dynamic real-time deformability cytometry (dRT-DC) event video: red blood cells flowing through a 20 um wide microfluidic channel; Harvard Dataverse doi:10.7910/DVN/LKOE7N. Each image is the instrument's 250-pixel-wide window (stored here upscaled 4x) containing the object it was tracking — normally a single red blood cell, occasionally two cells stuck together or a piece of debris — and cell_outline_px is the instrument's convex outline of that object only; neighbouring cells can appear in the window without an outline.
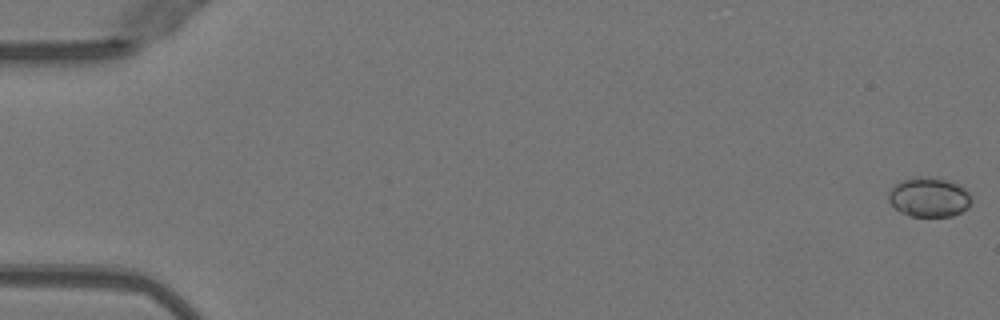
{"species": "Egyptian fruit bat (a non-hibernating species)", "species_latin": "Rousettus aegyptiacus", "temperature_condition": "warm", "stored_images_in_passage": 50, "camera_frame_rate_fps": 3000, "um_per_image_px": 0.085, "animal": {"sex": "female"}, "frame": {"image": 1, "passage_image": 1, "time_ms": 0.0, "image_size_px": [1000, 320], "cell_outline_px": [[972, 200], [968, 208], [952, 216], [908, 216], [900, 212], [888, 200], [888, 192], [900, 180], [912, 176], [928, 176], [948, 180], [964, 188], [968, 192]], "centroid_in_image_um": [78.95, 16.74], "position_along_channel_um": 6.1, "area_um2": 19.25}}
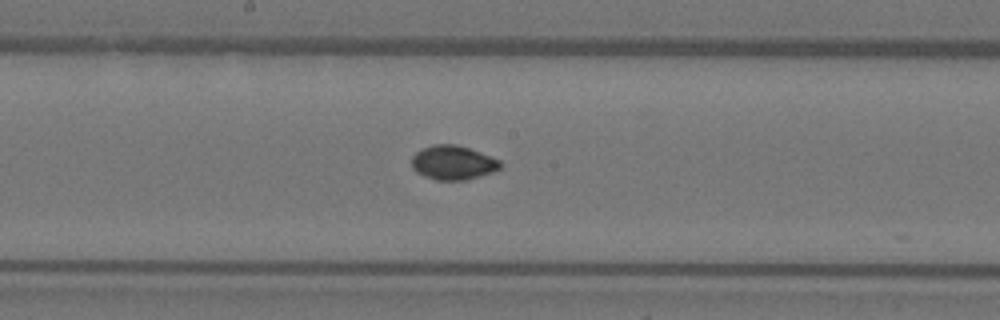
{"frame": {"image": 2, "passage_image": 28, "time_ms": 9.0, "image_size_px": [1000, 320], "cell_outline_px": [[504, 164], [500, 168], [492, 172], [468, 180], [436, 180], [424, 176], [416, 172], [412, 168], [412, 156], [416, 152], [432, 144], [456, 144], [480, 152], [500, 160]], "centroid_in_image_um": [38.51, 13.83], "position_along_channel_um": 209.7, "area_um2": 17.74}}
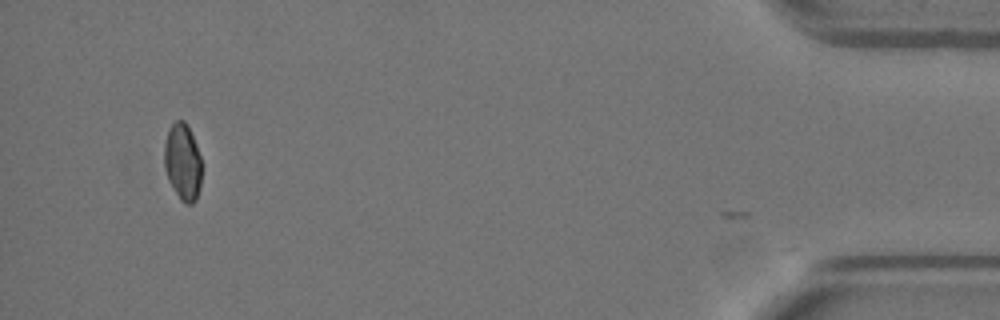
{"frame": {"image": 3, "passage_image": 49, "time_ms": 16.0, "image_size_px": [1000, 320], "cell_outline_px": [[200, 184], [196, 200], [192, 204], [184, 204], [180, 200], [168, 180], [164, 168], [164, 144], [168, 128], [176, 120], [184, 120], [188, 124], [196, 144], [200, 156]], "centroid_in_image_um": [15.5, 13.75], "position_along_channel_um": 419.7, "area_um2": 16.88}, "authors_computed_cell_mechanics": {"area_um2": 17.4845, "velocity_mm_per_s": 4.0317, "shape_relaxation_time_tau1_ms": null, "shape_relaxation_time_tau2_ms": 1.6216, "deformation_change_tau1": null, "deformation_change_tau2": 0.0425}}